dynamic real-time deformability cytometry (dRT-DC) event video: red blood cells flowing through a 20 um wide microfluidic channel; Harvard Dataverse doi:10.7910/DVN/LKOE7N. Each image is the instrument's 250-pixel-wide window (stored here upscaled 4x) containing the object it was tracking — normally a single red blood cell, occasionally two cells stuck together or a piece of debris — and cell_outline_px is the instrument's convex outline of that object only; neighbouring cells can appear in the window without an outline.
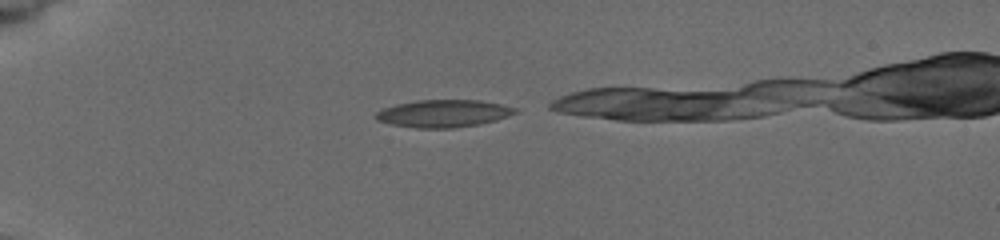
{"species": "common noctule bat (a hibernating species)", "species_latin": "Nyctalus noctula", "temperature_condition": "cold", "stored_images_in_passage": 10, "camera_frame_rate_fps": 3000, "um_per_image_px": 0.085, "animal": {"sex": "female", "body_mass_g": 19.5, "forearm_length_mm": 54.1}, "frame": {"image": 1, "passage_image": 2, "time_ms": 0.333, "image_size_px": [1000, 240], "cell_outline_px": [[520, 108], [516, 112], [508, 116], [496, 120], [476, 124], [452, 128], [416, 128], [392, 124], [376, 120], [376, 112], [384, 108], [396, 104], [416, 100], [480, 100]], "centroid_in_image_um": [37.7, 9.64], "position_along_channel_um": 47.3, "area_um2": 22.14}}
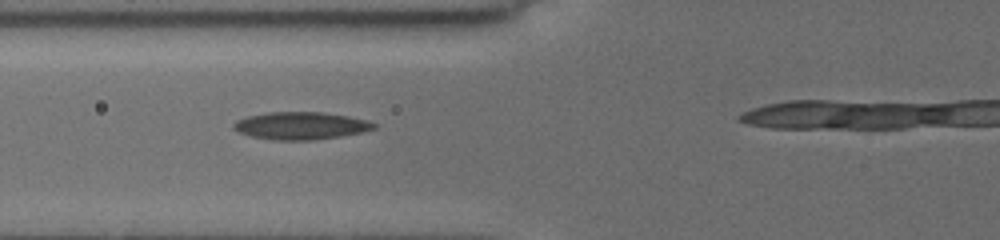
{"frame": {"image": 2, "passage_image": 7, "time_ms": 2.667, "image_size_px": [1000, 240], "cell_outline_px": [[376, 128], [360, 132], [340, 136], [312, 140], [272, 140], [252, 136], [240, 132], [232, 128], [232, 124], [236, 120], [248, 116], [268, 112], [324, 112], [348, 116], [364, 120], [376, 124]], "centroid_in_image_um": [25.52, 10.68], "position_along_channel_um": 100.3, "area_um2": 22.31}}